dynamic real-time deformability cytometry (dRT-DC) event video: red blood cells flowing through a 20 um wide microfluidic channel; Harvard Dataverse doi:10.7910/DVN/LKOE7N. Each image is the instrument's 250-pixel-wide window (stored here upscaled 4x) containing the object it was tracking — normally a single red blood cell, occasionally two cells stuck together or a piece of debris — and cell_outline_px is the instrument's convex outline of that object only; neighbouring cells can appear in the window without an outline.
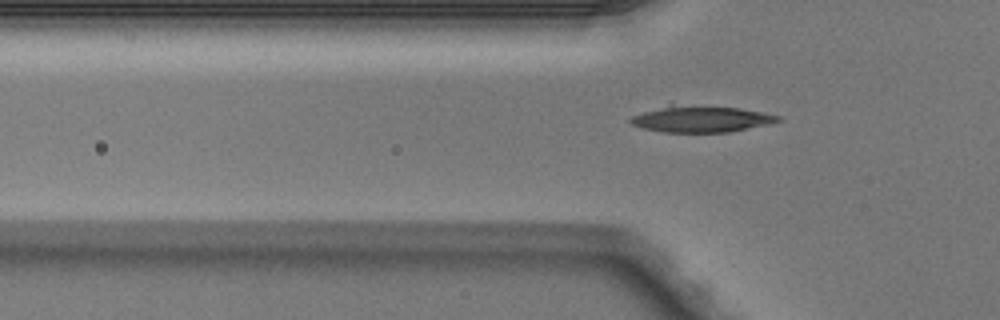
{"species": "Egyptian fruit bat (a non-hibernating species)", "species_latin": "Rousettus aegyptiacus", "temperature_condition": "warm", "stored_images_in_passage": 3, "camera_frame_rate_fps": 3000, "um_per_image_px": 0.085, "animal": {"sex": "male"}, "frame": {"image": 1, "passage_image": 3, "time_ms": 0.667, "image_size_px": [1000, 320], "cell_outline_px": [[784, 120], [768, 124], [728, 132], [664, 132], [640, 128], [632, 124], [628, 120], [632, 116], [644, 112], [672, 104], [740, 108], [764, 112], [780, 116]], "centroid_in_image_um": [59.61, 10.11], "position_along_channel_um": 66.2, "area_um2": 22.6}}